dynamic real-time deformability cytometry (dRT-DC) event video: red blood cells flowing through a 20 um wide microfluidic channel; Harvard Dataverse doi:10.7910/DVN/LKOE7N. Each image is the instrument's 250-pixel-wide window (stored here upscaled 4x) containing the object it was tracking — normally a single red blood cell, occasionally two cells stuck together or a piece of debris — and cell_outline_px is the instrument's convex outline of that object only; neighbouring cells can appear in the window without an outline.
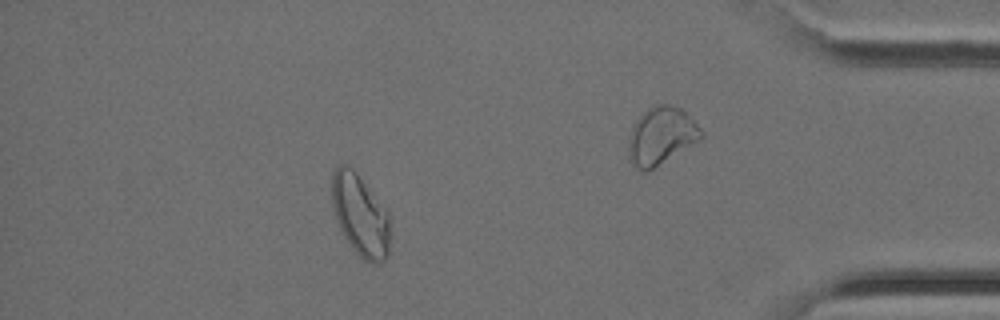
{"species": "Egyptian fruit bat (a non-hibernating species)", "species_latin": "Rousettus aegyptiacus", "temperature_condition": "cold", "stored_images_in_passage": 36, "camera_frame_rate_fps": 3000, "um_per_image_px": 0.085, "animal": {"sex": "female"}, "frame": {"image": 1, "passage_image": 31, "time_ms": 10.0, "image_size_px": [1000, 320], "cell_outline_px": [[388, 256], [380, 264], [372, 264], [364, 260], [352, 248], [344, 236], [336, 220], [332, 208], [332, 172], [336, 164], [344, 164], [352, 168], [356, 172], [388, 212]], "centroid_in_image_um": [30.58, 18.28], "position_along_channel_um": 404.6, "area_um2": 27.57}}